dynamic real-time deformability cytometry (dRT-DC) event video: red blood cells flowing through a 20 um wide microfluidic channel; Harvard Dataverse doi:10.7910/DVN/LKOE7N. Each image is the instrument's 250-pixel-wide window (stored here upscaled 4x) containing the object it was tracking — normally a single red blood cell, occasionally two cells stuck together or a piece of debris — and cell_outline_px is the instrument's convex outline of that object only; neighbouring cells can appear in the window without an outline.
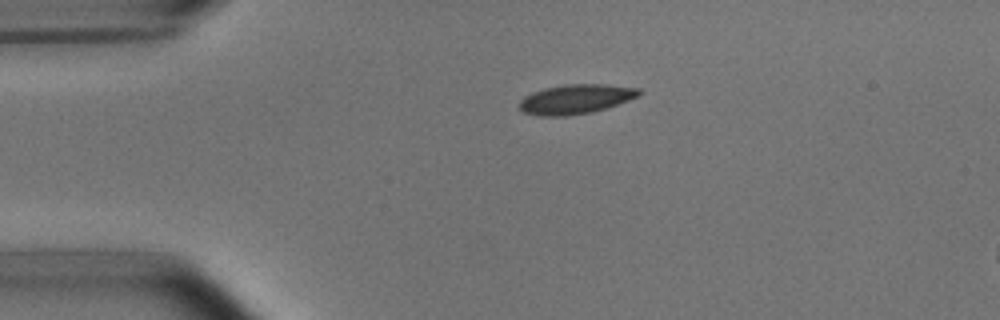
{"species": "common noctule bat (a hibernating species)", "species_latin": "Nyctalus noctula", "temperature_condition": "room temperature", "stored_images_in_passage": 2, "camera_frame_rate_fps": 3000, "um_per_image_px": 0.085, "animal": {"sex": "male", "body_mass_g": 15.6}, "frame": {"image": 1, "passage_image": 1, "time_ms": 0.0, "image_size_px": [1000, 320], "cell_outline_px": [[640, 96], [592, 112], [564, 116], [536, 116], [524, 112], [520, 108], [520, 100], [524, 96], [532, 92], [544, 88], [564, 84], [604, 84], [640, 88]], "centroid_in_image_um": [48.91, 8.42], "position_along_channel_um": 36.1, "area_um2": 20.52}}